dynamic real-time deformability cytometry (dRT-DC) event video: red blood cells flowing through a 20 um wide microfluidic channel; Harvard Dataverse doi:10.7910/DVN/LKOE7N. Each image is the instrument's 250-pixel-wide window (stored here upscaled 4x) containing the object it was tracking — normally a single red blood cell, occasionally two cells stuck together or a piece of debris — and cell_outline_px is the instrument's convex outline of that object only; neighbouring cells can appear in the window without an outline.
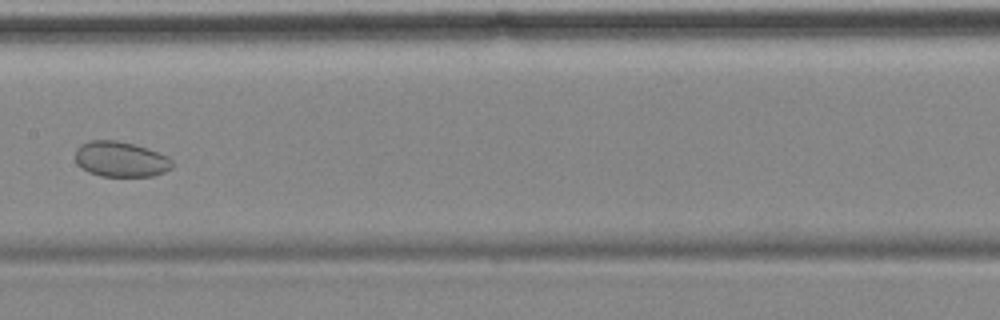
{"species": "common noctule bat (a hibernating species)", "species_latin": "Nyctalus noctula", "temperature_condition": "cold", "stored_images_in_passage": 8, "camera_frame_rate_fps": 3000, "um_per_image_px": 0.085, "animal": {"sex": "female", "body_mass_g": 18.4}, "frame": {"image": 1, "passage_image": 8, "time_ms": 8.333, "image_size_px": [1000, 320], "cell_outline_px": [[172, 168], [164, 172], [152, 176], [100, 176], [88, 172], [80, 168], [76, 164], [76, 148], [80, 144], [88, 140], [116, 140], [136, 144], [148, 148], [168, 156], [172, 160]], "centroid_in_image_um": [10.24, 13.52], "position_along_channel_um": 197.2, "area_um2": 20.29}}